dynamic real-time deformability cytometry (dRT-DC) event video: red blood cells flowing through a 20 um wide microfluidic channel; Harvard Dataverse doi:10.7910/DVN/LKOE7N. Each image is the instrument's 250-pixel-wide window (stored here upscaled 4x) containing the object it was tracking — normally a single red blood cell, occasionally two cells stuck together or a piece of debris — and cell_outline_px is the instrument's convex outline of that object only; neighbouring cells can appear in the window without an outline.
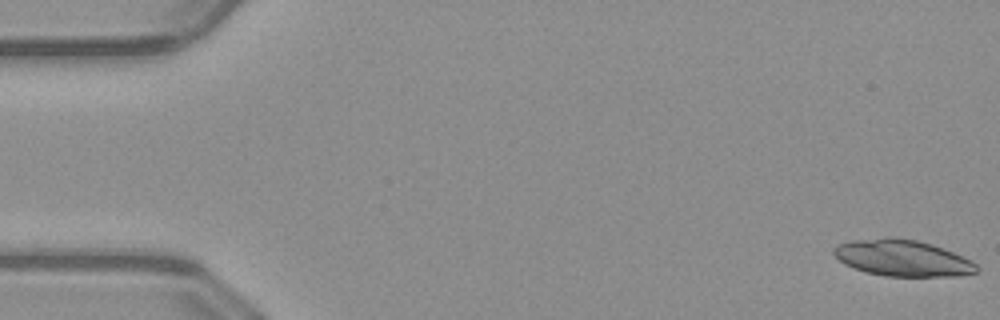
{"species": "common noctule bat (a hibernating species)", "species_latin": "Nyctalus noctula", "temperature_condition": "warm", "stored_images_in_passage": 51, "camera_frame_rate_fps": 3000, "um_per_image_px": 0.085, "animal": {"sex": "male", "body_mass_g": 23.1, "forearm_length_mm": 52.7}, "frame": {"image": 1, "passage_image": 1, "time_ms": 0.0, "image_size_px": [1000, 320], "cell_outline_px": [[980, 268], [976, 272], [960, 276], [884, 276], [868, 272], [844, 264], [832, 252], [832, 248], [836, 244], [852, 240], [884, 236], [892, 236], [916, 240], [932, 244], [972, 260]], "centroid_in_image_um": [76.7, 21.91], "position_along_channel_um": 8.3, "area_um2": 30.46}}
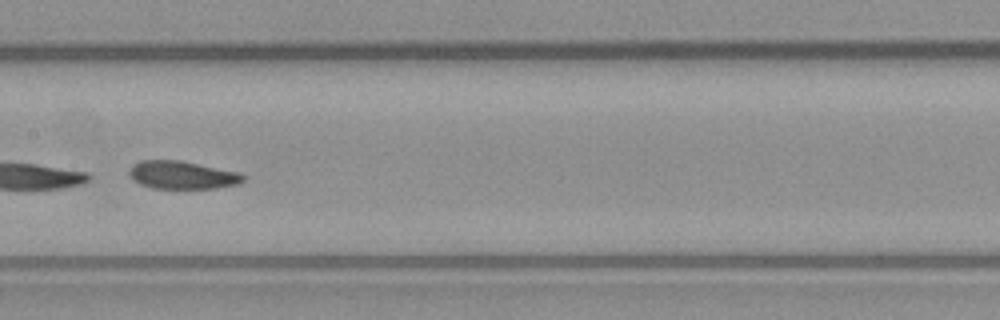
{"frame": {"image": 2, "passage_image": 26, "time_ms": 8.333, "image_size_px": [1000, 320], "cell_outline_px": [[244, 180], [236, 184], [216, 188], [152, 188], [140, 184], [128, 172], [132, 164], [140, 160], [180, 160], [240, 172], [244, 176]], "centroid_in_image_um": [15.49, 14.86], "position_along_channel_um": 191.9, "area_um2": 18.44}, "authors_computed_cell_mechanics": {"area_um2": 29.7092, "velocity_mm_per_s": 4.0316, "shape_relaxation_time_tau1_ms": 3.6428, "shape_relaxation_time_tau2_ms": 2.0317, "deformation_change_tau1": 0.1067, "deformation_change_tau2": 0.0776}}